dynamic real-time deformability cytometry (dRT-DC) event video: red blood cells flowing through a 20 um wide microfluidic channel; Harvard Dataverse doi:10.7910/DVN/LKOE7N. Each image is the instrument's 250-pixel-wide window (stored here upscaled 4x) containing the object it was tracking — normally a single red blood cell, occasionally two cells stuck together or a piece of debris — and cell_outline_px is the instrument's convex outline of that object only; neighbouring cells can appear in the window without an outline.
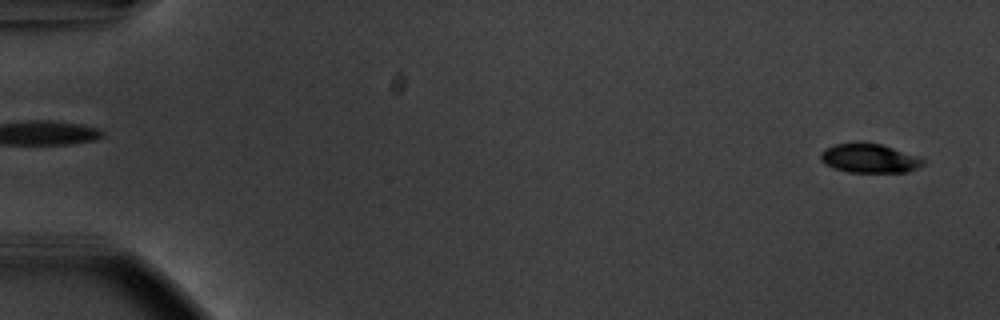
{"species": "common noctule bat (a hibernating species)", "species_latin": "Nyctalus noctula", "temperature_condition": "warm", "stored_images_in_passage": 55, "camera_frame_rate_fps": 3000, "um_per_image_px": 0.085, "animal": {"sex": "male", "body_mass_g": 20.1, "forearm_length_mm": 53.5}, "frame": {"image": 1, "passage_image": 2, "time_ms": 0.333, "image_size_px": [1000, 320], "cell_outline_px": [[924, 164], [908, 172], [848, 172], [824, 164], [820, 160], [820, 152], [824, 148], [836, 144], [880, 144], [892, 148], [924, 160]], "centroid_in_image_um": [73.83, 13.48], "position_along_channel_um": 11.2, "area_um2": 16.76}}
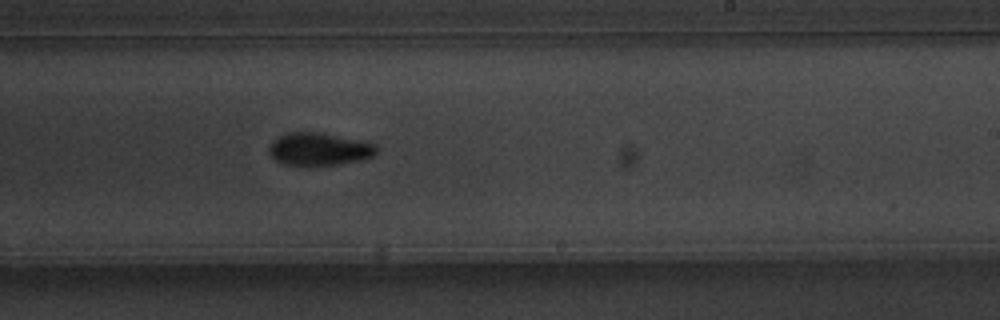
{"frame": {"image": 2, "passage_image": 34, "time_ms": 11.0, "image_size_px": [1000, 320], "cell_outline_px": [[376, 152], [372, 156], [364, 160], [340, 164], [284, 164], [276, 160], [268, 152], [268, 148], [272, 140], [288, 132], [320, 132], [376, 144]], "centroid_in_image_um": [27.11, 12.66], "position_along_channel_um": 261.9, "area_um2": 20.17}}
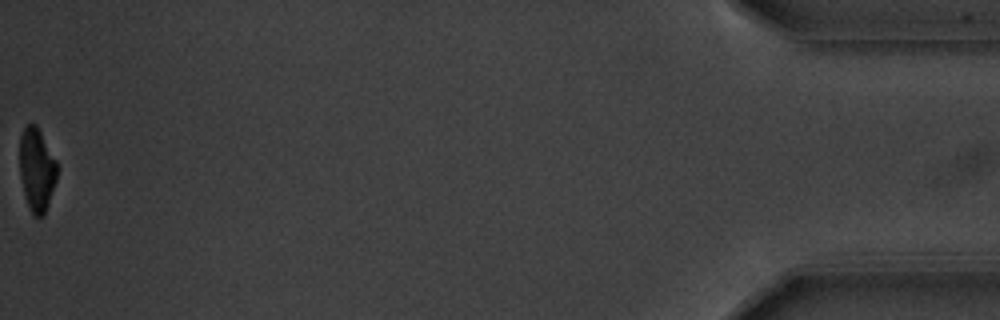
{"frame": {"image": 3, "passage_image": 55, "time_ms": 18.0, "image_size_px": [1000, 320], "cell_outline_px": [[56, 180], [44, 216], [32, 216], [28, 208], [20, 176], [20, 136], [24, 128], [28, 124], [36, 124], [56, 160]], "centroid_in_image_um": [3.11, 14.44], "position_along_channel_um": 432.1, "area_um2": 17.98}, "authors_computed_cell_mechanics": {"area_um2": 19.7098, "velocity_mm_per_s": 3.7242, "shape_relaxation_time_tau1_ms": 2.6311, "shape_relaxation_time_tau2_ms": null, "deformation_change_tau1": 0.156, "deformation_change_tau2": null}}